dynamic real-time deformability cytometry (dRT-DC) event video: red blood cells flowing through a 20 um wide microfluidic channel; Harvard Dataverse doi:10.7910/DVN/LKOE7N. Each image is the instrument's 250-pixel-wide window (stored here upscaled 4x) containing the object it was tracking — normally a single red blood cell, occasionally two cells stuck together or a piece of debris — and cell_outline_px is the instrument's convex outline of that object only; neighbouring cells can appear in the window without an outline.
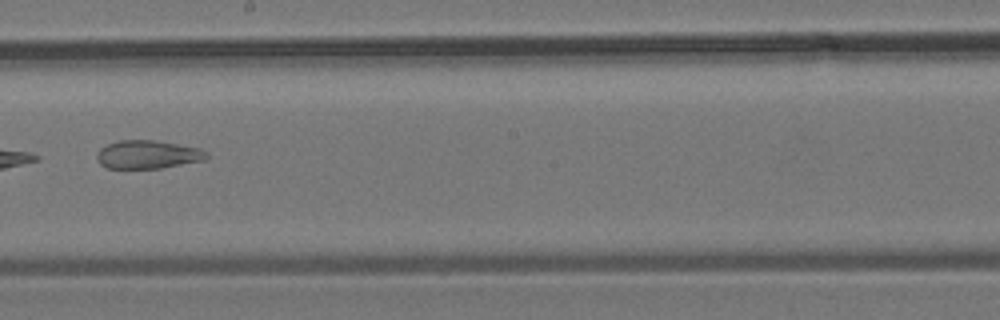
{"species": "common noctule bat (a hibernating species)", "species_latin": "Nyctalus noctula", "temperature_condition": "room temperature", "stored_images_in_passage": 8, "camera_frame_rate_fps": 3000, "um_per_image_px": 0.085, "animal": {"sex": "male", "body_mass_g": 19.2, "forearm_length_mm": 51.8}, "frame": {"image": 1, "passage_image": 7, "time_ms": 8.0, "image_size_px": [1000, 320], "cell_outline_px": [[208, 156], [204, 160], [160, 168], [108, 168], [100, 164], [96, 160], [96, 152], [100, 148], [108, 144], [120, 140], [156, 140], [200, 148], [208, 152]], "centroid_in_image_um": [12.54, 13.13], "position_along_channel_um": 235.7, "area_um2": 18.15}}
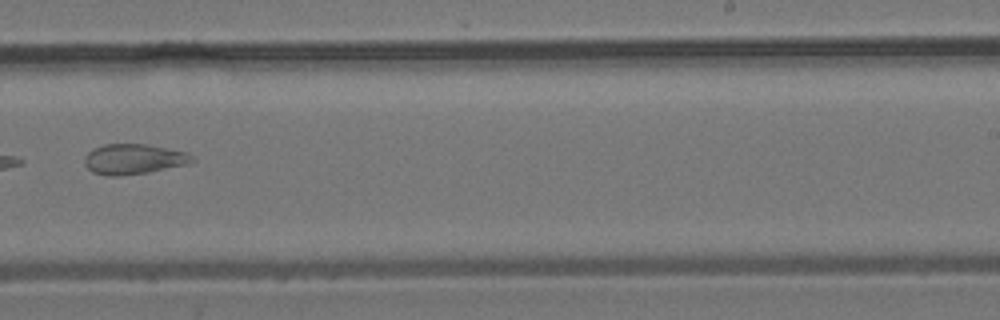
{"frame": {"image": 2, "passage_image": 8, "time_ms": 9.0, "image_size_px": [1000, 320], "cell_outline_px": [[196, 160], [184, 164], [148, 172], [116, 176], [108, 176], [92, 172], [84, 164], [84, 156], [92, 148], [104, 144], [148, 144], [188, 152]], "centroid_in_image_um": [11.32, 13.51], "position_along_channel_um": 277.7, "area_um2": 18.96}}